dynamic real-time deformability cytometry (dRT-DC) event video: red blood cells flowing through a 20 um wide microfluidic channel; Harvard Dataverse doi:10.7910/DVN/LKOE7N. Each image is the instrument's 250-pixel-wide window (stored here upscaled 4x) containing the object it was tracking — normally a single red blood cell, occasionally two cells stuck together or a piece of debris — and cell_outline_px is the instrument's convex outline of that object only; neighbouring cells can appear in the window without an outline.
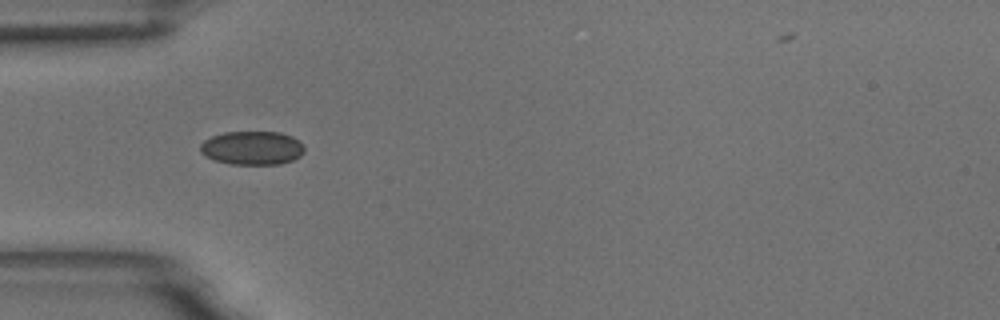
{"species": "common noctule bat (a hibernating species)", "species_latin": "Nyctalus noctula", "temperature_condition": "room temperature", "stored_images_in_passage": 36, "camera_frame_rate_fps": 3000, "um_per_image_px": 0.085, "animal": {"sex": "male", "body_mass_g": 18.8}, "frame": {"image": 1, "passage_image": 1, "time_ms": 0.0, "image_size_px": [1000, 320], "cell_outline_px": [[304, 152], [300, 156], [292, 160], [280, 164], [228, 164], [204, 156], [200, 152], [200, 144], [204, 140], [212, 136], [224, 132], [280, 132], [292, 136], [300, 140], [304, 144]], "centroid_in_image_um": [21.45, 12.57], "position_along_channel_um": 63.6, "area_um2": 20.63}}
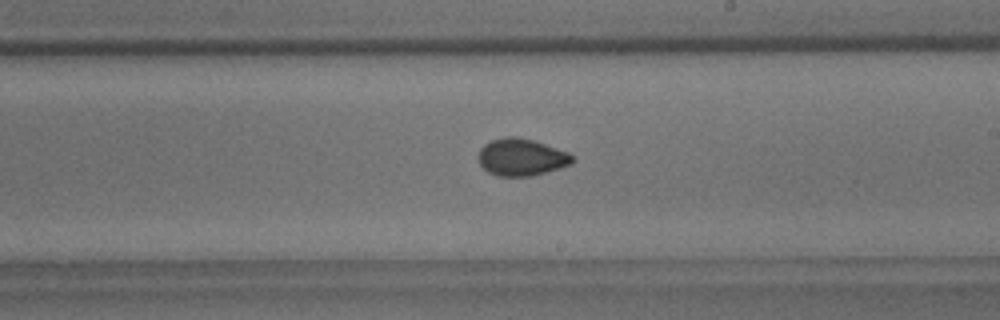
{"frame": {"image": 2, "passage_image": 16, "time_ms": 5.0, "image_size_px": [1000, 320], "cell_outline_px": [[576, 160], [572, 164], [560, 168], [532, 176], [496, 176], [488, 172], [480, 164], [480, 148], [484, 144], [492, 140], [504, 136], [516, 136], [532, 140], [568, 152]], "centroid_in_image_um": [44.34, 13.36], "position_along_channel_um": 244.7, "area_um2": 20.29}}
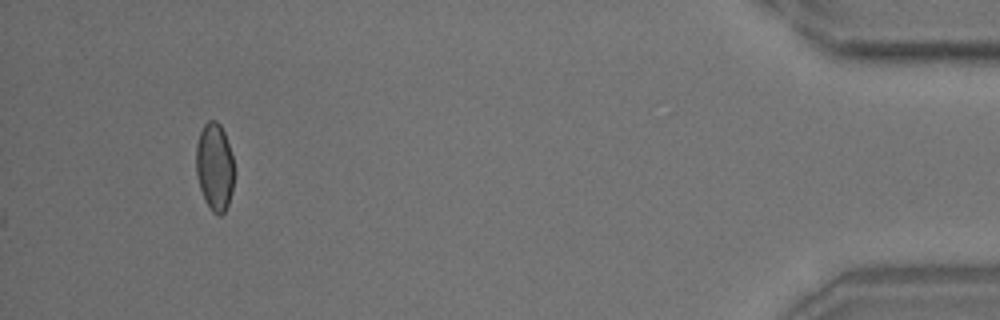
{"frame": {"image": 3, "passage_image": 36, "time_ms": 11.667, "image_size_px": [1000, 320], "cell_outline_px": [[236, 172], [232, 192], [228, 204], [224, 212], [220, 216], [212, 212], [204, 200], [200, 188], [196, 172], [196, 144], [200, 132], [204, 124], [208, 120], [216, 120], [220, 124], [224, 132], [232, 156]], "centroid_in_image_um": [18.26, 14.19], "position_along_channel_um": 416.9, "area_um2": 19.83}, "authors_computed_cell_mechanics": {"area_um2": 19.7387, "velocity_mm_per_s": 3.6284, "shape_relaxation_time_tau1_ms": null, "shape_relaxation_time_tau2_ms": 1.3761, "deformation_change_tau1": null, "deformation_change_tau2": 0.0478}}